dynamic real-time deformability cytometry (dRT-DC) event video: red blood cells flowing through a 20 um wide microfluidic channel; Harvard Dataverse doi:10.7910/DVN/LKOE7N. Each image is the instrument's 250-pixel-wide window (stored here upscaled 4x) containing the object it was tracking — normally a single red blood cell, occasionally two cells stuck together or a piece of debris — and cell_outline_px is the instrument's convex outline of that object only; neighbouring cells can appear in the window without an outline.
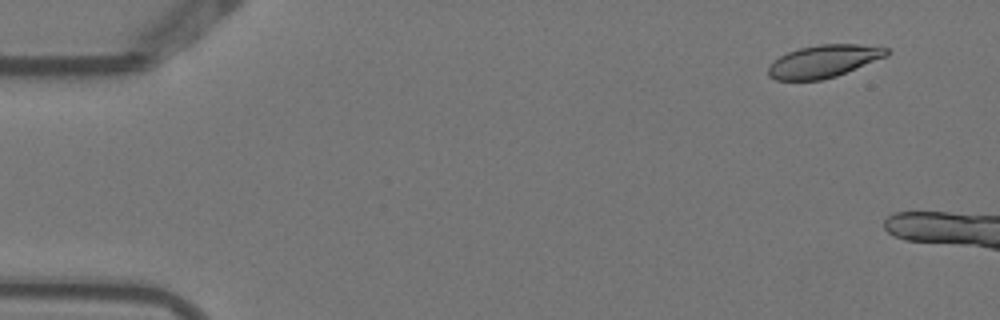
{"species": "Egyptian fruit bat (a non-hibernating species)", "species_latin": "Rousettus aegyptiacus", "temperature_condition": "warm", "stored_images_in_passage": 3, "camera_frame_rate_fps": 3000, "um_per_image_px": 0.085, "animal": {"sex": "female"}, "frame": {"image": 1, "passage_image": 1, "time_ms": 0.0, "image_size_px": [1000, 320], "cell_outline_px": [[888, 56], [836, 76], [820, 80], [776, 80], [768, 76], [768, 64], [780, 56], [788, 52], [800, 48], [820, 44], [860, 44], [888, 48]], "centroid_in_image_um": [70.0, 5.21], "position_along_channel_um": 15.0, "area_um2": 22.43}}